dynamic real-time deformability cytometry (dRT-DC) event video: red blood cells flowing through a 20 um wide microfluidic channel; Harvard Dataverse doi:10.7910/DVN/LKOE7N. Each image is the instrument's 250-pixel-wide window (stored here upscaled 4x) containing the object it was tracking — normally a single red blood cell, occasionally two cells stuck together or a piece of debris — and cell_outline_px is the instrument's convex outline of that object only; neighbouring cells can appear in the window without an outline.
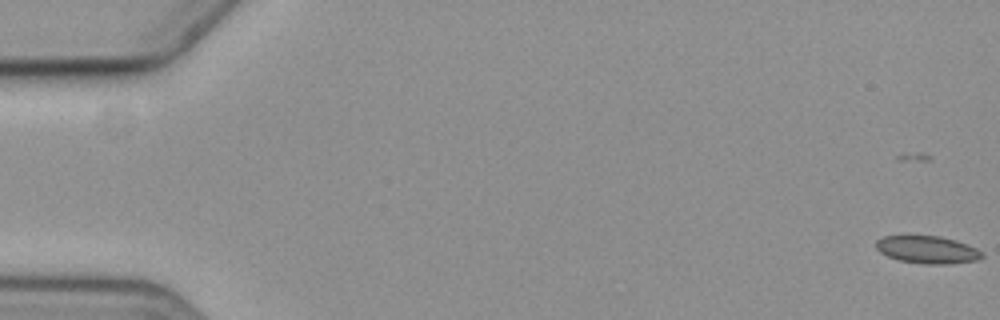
{"species": "common noctule bat (a hibernating species)", "species_latin": "Nyctalus noctula", "temperature_condition": "cold", "stored_images_in_passage": 6, "camera_frame_rate_fps": 3000, "um_per_image_px": 0.085, "animal": {"sex": "female", "body_mass_g": 19.3, "forearm_length_mm": 54.1}, "frame": {"image": 1, "passage_image": 1, "time_ms": 0.0, "image_size_px": [1000, 320], "cell_outline_px": [[984, 256], [980, 260], [952, 264], [920, 264], [900, 260], [888, 256], [880, 252], [876, 248], [876, 240], [880, 236], [908, 232], [940, 236], [956, 240], [968, 244], [984, 252]], "centroid_in_image_um": [78.8, 21.17], "position_along_channel_um": 6.2, "area_um2": 18.15}}
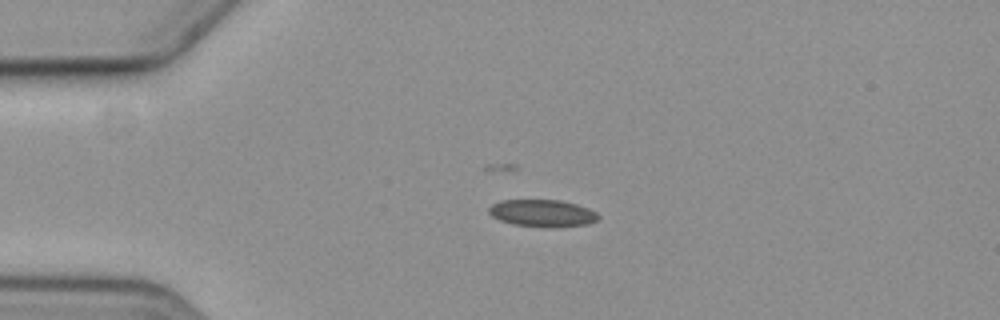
{"frame": {"image": 2, "passage_image": 5, "time_ms": 4.667, "image_size_px": [1000, 320], "cell_outline_px": [[600, 220], [588, 224], [552, 228], [548, 228], [512, 224], [500, 220], [492, 216], [488, 212], [488, 208], [492, 204], [504, 200], [560, 200], [576, 204], [588, 208], [596, 212], [600, 216]], "centroid_in_image_um": [46.14, 18.13], "position_along_channel_um": 38.9, "area_um2": 17.51}}